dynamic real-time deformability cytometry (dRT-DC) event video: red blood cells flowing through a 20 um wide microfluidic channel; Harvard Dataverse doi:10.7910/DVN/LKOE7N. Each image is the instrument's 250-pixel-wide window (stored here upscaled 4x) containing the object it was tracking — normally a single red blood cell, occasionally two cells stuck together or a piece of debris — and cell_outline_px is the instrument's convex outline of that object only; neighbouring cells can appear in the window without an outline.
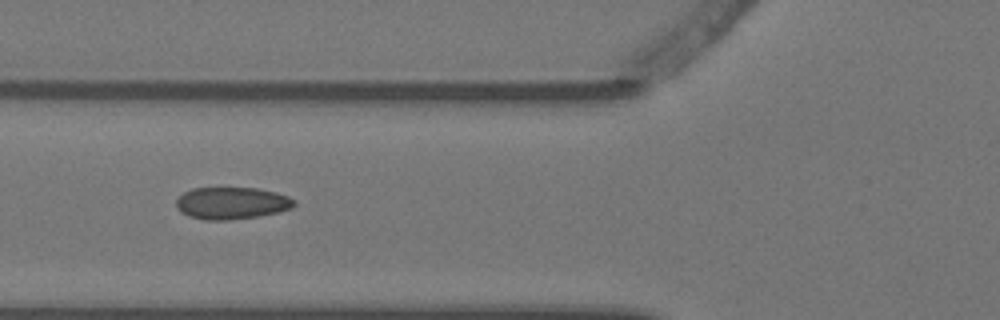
{"species": "Egyptian fruit bat (a non-hibernating species)", "species_latin": "Rousettus aegyptiacus", "temperature_condition": "warm", "stored_images_in_passage": 6, "camera_frame_rate_fps": 3000, "um_per_image_px": 0.085, "animal": {"sex": "female"}, "frame": {"image": 1, "passage_image": 6, "time_ms": 1.667, "image_size_px": [1000, 320], "cell_outline_px": [[296, 204], [292, 208], [260, 216], [228, 220], [204, 220], [188, 216], [180, 212], [176, 208], [176, 200], [184, 192], [192, 188], [256, 188], [276, 192], [288, 196], [296, 200]], "centroid_in_image_um": [19.68, 17.27], "position_along_channel_um": 106.1, "area_um2": 22.2}}